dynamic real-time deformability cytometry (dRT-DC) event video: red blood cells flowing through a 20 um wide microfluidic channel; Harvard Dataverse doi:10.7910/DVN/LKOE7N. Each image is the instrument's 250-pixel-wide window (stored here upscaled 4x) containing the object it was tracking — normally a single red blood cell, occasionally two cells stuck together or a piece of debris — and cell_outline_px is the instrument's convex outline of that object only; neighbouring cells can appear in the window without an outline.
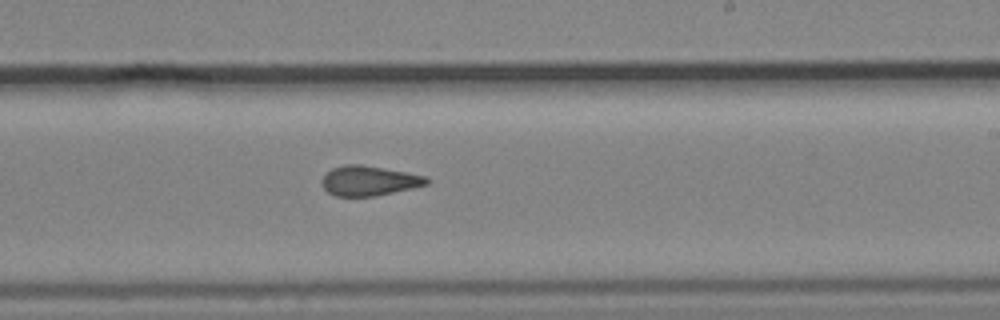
{"species": "common noctule bat (a hibernating species)", "species_latin": "Nyctalus noctula", "temperature_condition": "cold", "stored_images_in_passage": 10, "camera_frame_rate_fps": 3000, "um_per_image_px": 0.085, "animal": {"sex": "male", "body_mass_g": 19.2, "forearm_length_mm": 51.8}, "frame": {"image": 1, "passage_image": 10, "time_ms": 3.0, "image_size_px": [1000, 320], "cell_outline_px": [[432, 180], [428, 184], [412, 188], [376, 196], [336, 196], [328, 192], [320, 184], [320, 180], [332, 168], [344, 164], [360, 164], [384, 168], [428, 176]], "centroid_in_image_um": [31.38, 15.36], "position_along_channel_um": 257.6, "area_um2": 18.38}}